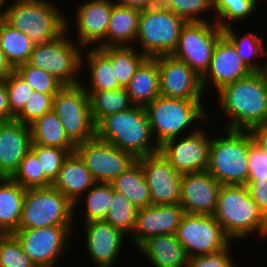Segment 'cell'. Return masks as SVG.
Here are the masks:
<instances>
[{
    "label": "cell",
    "mask_w": 267,
    "mask_h": 267,
    "mask_svg": "<svg viewBox=\"0 0 267 267\" xmlns=\"http://www.w3.org/2000/svg\"><path fill=\"white\" fill-rule=\"evenodd\" d=\"M36 267H56V265H50V266H36Z\"/></svg>",
    "instance_id": "cell-55"
},
{
    "label": "cell",
    "mask_w": 267,
    "mask_h": 267,
    "mask_svg": "<svg viewBox=\"0 0 267 267\" xmlns=\"http://www.w3.org/2000/svg\"><path fill=\"white\" fill-rule=\"evenodd\" d=\"M114 189L110 183H95L87 192L83 194L75 203L74 209L80 202L86 204L84 206L83 217L86 222L104 220L110 209L113 200ZM85 198V200L83 199ZM81 199V200H80ZM83 200V201H82ZM86 207V208H85Z\"/></svg>",
    "instance_id": "cell-36"
},
{
    "label": "cell",
    "mask_w": 267,
    "mask_h": 267,
    "mask_svg": "<svg viewBox=\"0 0 267 267\" xmlns=\"http://www.w3.org/2000/svg\"><path fill=\"white\" fill-rule=\"evenodd\" d=\"M252 73L237 53L235 46L223 35L217 42L209 69L201 78L202 88L205 91L211 81L216 92L222 87L233 83Z\"/></svg>",
    "instance_id": "cell-19"
},
{
    "label": "cell",
    "mask_w": 267,
    "mask_h": 267,
    "mask_svg": "<svg viewBox=\"0 0 267 267\" xmlns=\"http://www.w3.org/2000/svg\"><path fill=\"white\" fill-rule=\"evenodd\" d=\"M37 157L41 166V173L53 183L67 157L75 150L31 144L30 149Z\"/></svg>",
    "instance_id": "cell-40"
},
{
    "label": "cell",
    "mask_w": 267,
    "mask_h": 267,
    "mask_svg": "<svg viewBox=\"0 0 267 267\" xmlns=\"http://www.w3.org/2000/svg\"><path fill=\"white\" fill-rule=\"evenodd\" d=\"M85 52L82 53L81 70H84V65L88 63L86 67L89 68L88 76H90L91 81L89 86L83 84L84 80L81 81L85 91H105L122 88L115 77L111 61L98 48L91 47Z\"/></svg>",
    "instance_id": "cell-29"
},
{
    "label": "cell",
    "mask_w": 267,
    "mask_h": 267,
    "mask_svg": "<svg viewBox=\"0 0 267 267\" xmlns=\"http://www.w3.org/2000/svg\"><path fill=\"white\" fill-rule=\"evenodd\" d=\"M0 267H36L13 233L0 234Z\"/></svg>",
    "instance_id": "cell-42"
},
{
    "label": "cell",
    "mask_w": 267,
    "mask_h": 267,
    "mask_svg": "<svg viewBox=\"0 0 267 267\" xmlns=\"http://www.w3.org/2000/svg\"><path fill=\"white\" fill-rule=\"evenodd\" d=\"M172 5L173 13L186 22L214 21L213 18H204V15L201 17L202 13L213 10L212 0H172Z\"/></svg>",
    "instance_id": "cell-45"
},
{
    "label": "cell",
    "mask_w": 267,
    "mask_h": 267,
    "mask_svg": "<svg viewBox=\"0 0 267 267\" xmlns=\"http://www.w3.org/2000/svg\"><path fill=\"white\" fill-rule=\"evenodd\" d=\"M73 226L18 229L13 234L36 266L56 265L68 247ZM69 238V239H68Z\"/></svg>",
    "instance_id": "cell-15"
},
{
    "label": "cell",
    "mask_w": 267,
    "mask_h": 267,
    "mask_svg": "<svg viewBox=\"0 0 267 267\" xmlns=\"http://www.w3.org/2000/svg\"><path fill=\"white\" fill-rule=\"evenodd\" d=\"M138 208L122 193L114 190L113 200L103 221L110 223L125 235H132L137 218Z\"/></svg>",
    "instance_id": "cell-38"
},
{
    "label": "cell",
    "mask_w": 267,
    "mask_h": 267,
    "mask_svg": "<svg viewBox=\"0 0 267 267\" xmlns=\"http://www.w3.org/2000/svg\"><path fill=\"white\" fill-rule=\"evenodd\" d=\"M143 169L154 205L180 204L181 176L159 151L136 159Z\"/></svg>",
    "instance_id": "cell-16"
},
{
    "label": "cell",
    "mask_w": 267,
    "mask_h": 267,
    "mask_svg": "<svg viewBox=\"0 0 267 267\" xmlns=\"http://www.w3.org/2000/svg\"><path fill=\"white\" fill-rule=\"evenodd\" d=\"M31 144L30 126L16 120L0 122V177H12Z\"/></svg>",
    "instance_id": "cell-23"
},
{
    "label": "cell",
    "mask_w": 267,
    "mask_h": 267,
    "mask_svg": "<svg viewBox=\"0 0 267 267\" xmlns=\"http://www.w3.org/2000/svg\"><path fill=\"white\" fill-rule=\"evenodd\" d=\"M257 4L258 0H212L214 14L211 15L215 17L214 21L224 29L232 26L233 21H243L251 16L258 8Z\"/></svg>",
    "instance_id": "cell-37"
},
{
    "label": "cell",
    "mask_w": 267,
    "mask_h": 267,
    "mask_svg": "<svg viewBox=\"0 0 267 267\" xmlns=\"http://www.w3.org/2000/svg\"><path fill=\"white\" fill-rule=\"evenodd\" d=\"M162 11L173 13L172 0H148L142 12L153 14Z\"/></svg>",
    "instance_id": "cell-50"
},
{
    "label": "cell",
    "mask_w": 267,
    "mask_h": 267,
    "mask_svg": "<svg viewBox=\"0 0 267 267\" xmlns=\"http://www.w3.org/2000/svg\"><path fill=\"white\" fill-rule=\"evenodd\" d=\"M11 178L25 189L53 185L45 174L41 173L40 162L31 150L22 159L18 169Z\"/></svg>",
    "instance_id": "cell-39"
},
{
    "label": "cell",
    "mask_w": 267,
    "mask_h": 267,
    "mask_svg": "<svg viewBox=\"0 0 267 267\" xmlns=\"http://www.w3.org/2000/svg\"><path fill=\"white\" fill-rule=\"evenodd\" d=\"M138 249L154 267H186L189 259L175 234L150 237Z\"/></svg>",
    "instance_id": "cell-25"
},
{
    "label": "cell",
    "mask_w": 267,
    "mask_h": 267,
    "mask_svg": "<svg viewBox=\"0 0 267 267\" xmlns=\"http://www.w3.org/2000/svg\"><path fill=\"white\" fill-rule=\"evenodd\" d=\"M246 187L253 201L267 217V179L248 180Z\"/></svg>",
    "instance_id": "cell-48"
},
{
    "label": "cell",
    "mask_w": 267,
    "mask_h": 267,
    "mask_svg": "<svg viewBox=\"0 0 267 267\" xmlns=\"http://www.w3.org/2000/svg\"><path fill=\"white\" fill-rule=\"evenodd\" d=\"M137 47H103L98 48L110 61L114 69L115 77L122 88H126L136 70L147 59Z\"/></svg>",
    "instance_id": "cell-32"
},
{
    "label": "cell",
    "mask_w": 267,
    "mask_h": 267,
    "mask_svg": "<svg viewBox=\"0 0 267 267\" xmlns=\"http://www.w3.org/2000/svg\"><path fill=\"white\" fill-rule=\"evenodd\" d=\"M184 209L180 204L150 205L138 209L132 243L139 247L150 237L175 234L181 222Z\"/></svg>",
    "instance_id": "cell-22"
},
{
    "label": "cell",
    "mask_w": 267,
    "mask_h": 267,
    "mask_svg": "<svg viewBox=\"0 0 267 267\" xmlns=\"http://www.w3.org/2000/svg\"><path fill=\"white\" fill-rule=\"evenodd\" d=\"M95 183L96 181L90 170L80 157L73 152L64 161L52 186L74 204Z\"/></svg>",
    "instance_id": "cell-24"
},
{
    "label": "cell",
    "mask_w": 267,
    "mask_h": 267,
    "mask_svg": "<svg viewBox=\"0 0 267 267\" xmlns=\"http://www.w3.org/2000/svg\"><path fill=\"white\" fill-rule=\"evenodd\" d=\"M158 63L160 95L183 100H202L201 77L172 55L154 57Z\"/></svg>",
    "instance_id": "cell-17"
},
{
    "label": "cell",
    "mask_w": 267,
    "mask_h": 267,
    "mask_svg": "<svg viewBox=\"0 0 267 267\" xmlns=\"http://www.w3.org/2000/svg\"><path fill=\"white\" fill-rule=\"evenodd\" d=\"M85 228V249L96 267H112L123 250L127 237L103 220L88 221Z\"/></svg>",
    "instance_id": "cell-21"
},
{
    "label": "cell",
    "mask_w": 267,
    "mask_h": 267,
    "mask_svg": "<svg viewBox=\"0 0 267 267\" xmlns=\"http://www.w3.org/2000/svg\"><path fill=\"white\" fill-rule=\"evenodd\" d=\"M145 110L153 139L159 147L169 139L183 137L184 132L189 131L188 128L198 120L204 123L209 118L202 100H183L160 95Z\"/></svg>",
    "instance_id": "cell-5"
},
{
    "label": "cell",
    "mask_w": 267,
    "mask_h": 267,
    "mask_svg": "<svg viewBox=\"0 0 267 267\" xmlns=\"http://www.w3.org/2000/svg\"><path fill=\"white\" fill-rule=\"evenodd\" d=\"M110 184L115 191L125 195L138 209L152 205L149 187L141 164L137 160Z\"/></svg>",
    "instance_id": "cell-30"
},
{
    "label": "cell",
    "mask_w": 267,
    "mask_h": 267,
    "mask_svg": "<svg viewBox=\"0 0 267 267\" xmlns=\"http://www.w3.org/2000/svg\"><path fill=\"white\" fill-rule=\"evenodd\" d=\"M223 31L224 36L235 46L237 53L252 72L267 71V60L263 65L254 61V58H259L261 55L263 58L267 57L262 36L260 38L253 32H247L245 35L239 36L232 26L224 28Z\"/></svg>",
    "instance_id": "cell-35"
},
{
    "label": "cell",
    "mask_w": 267,
    "mask_h": 267,
    "mask_svg": "<svg viewBox=\"0 0 267 267\" xmlns=\"http://www.w3.org/2000/svg\"><path fill=\"white\" fill-rule=\"evenodd\" d=\"M86 92L89 97L91 117L95 125L110 114L125 111L134 106L126 88Z\"/></svg>",
    "instance_id": "cell-34"
},
{
    "label": "cell",
    "mask_w": 267,
    "mask_h": 267,
    "mask_svg": "<svg viewBox=\"0 0 267 267\" xmlns=\"http://www.w3.org/2000/svg\"><path fill=\"white\" fill-rule=\"evenodd\" d=\"M175 235L189 258L224 250L233 243L212 215L185 213Z\"/></svg>",
    "instance_id": "cell-12"
},
{
    "label": "cell",
    "mask_w": 267,
    "mask_h": 267,
    "mask_svg": "<svg viewBox=\"0 0 267 267\" xmlns=\"http://www.w3.org/2000/svg\"><path fill=\"white\" fill-rule=\"evenodd\" d=\"M14 70L0 47V81L5 80Z\"/></svg>",
    "instance_id": "cell-52"
},
{
    "label": "cell",
    "mask_w": 267,
    "mask_h": 267,
    "mask_svg": "<svg viewBox=\"0 0 267 267\" xmlns=\"http://www.w3.org/2000/svg\"><path fill=\"white\" fill-rule=\"evenodd\" d=\"M134 106L146 107L160 96L159 69L154 58H147L126 87Z\"/></svg>",
    "instance_id": "cell-28"
},
{
    "label": "cell",
    "mask_w": 267,
    "mask_h": 267,
    "mask_svg": "<svg viewBox=\"0 0 267 267\" xmlns=\"http://www.w3.org/2000/svg\"><path fill=\"white\" fill-rule=\"evenodd\" d=\"M96 138L113 144L135 159L159 152L152 141V133L145 107L133 106L110 114L96 124Z\"/></svg>",
    "instance_id": "cell-2"
},
{
    "label": "cell",
    "mask_w": 267,
    "mask_h": 267,
    "mask_svg": "<svg viewBox=\"0 0 267 267\" xmlns=\"http://www.w3.org/2000/svg\"><path fill=\"white\" fill-rule=\"evenodd\" d=\"M221 186L207 170L182 174L180 205L185 213L213 216Z\"/></svg>",
    "instance_id": "cell-18"
},
{
    "label": "cell",
    "mask_w": 267,
    "mask_h": 267,
    "mask_svg": "<svg viewBox=\"0 0 267 267\" xmlns=\"http://www.w3.org/2000/svg\"><path fill=\"white\" fill-rule=\"evenodd\" d=\"M213 216L233 242L254 232L258 233L260 238L267 236V217L244 185H222Z\"/></svg>",
    "instance_id": "cell-3"
},
{
    "label": "cell",
    "mask_w": 267,
    "mask_h": 267,
    "mask_svg": "<svg viewBox=\"0 0 267 267\" xmlns=\"http://www.w3.org/2000/svg\"><path fill=\"white\" fill-rule=\"evenodd\" d=\"M74 204L53 186L26 189L18 229L73 226Z\"/></svg>",
    "instance_id": "cell-7"
},
{
    "label": "cell",
    "mask_w": 267,
    "mask_h": 267,
    "mask_svg": "<svg viewBox=\"0 0 267 267\" xmlns=\"http://www.w3.org/2000/svg\"><path fill=\"white\" fill-rule=\"evenodd\" d=\"M249 131L253 140L266 151L267 155V124L257 125L252 127Z\"/></svg>",
    "instance_id": "cell-51"
},
{
    "label": "cell",
    "mask_w": 267,
    "mask_h": 267,
    "mask_svg": "<svg viewBox=\"0 0 267 267\" xmlns=\"http://www.w3.org/2000/svg\"><path fill=\"white\" fill-rule=\"evenodd\" d=\"M14 115L10 111L8 92L4 81H0V122L14 120Z\"/></svg>",
    "instance_id": "cell-49"
},
{
    "label": "cell",
    "mask_w": 267,
    "mask_h": 267,
    "mask_svg": "<svg viewBox=\"0 0 267 267\" xmlns=\"http://www.w3.org/2000/svg\"><path fill=\"white\" fill-rule=\"evenodd\" d=\"M74 152L90 170L96 183H111L136 161L130 153L96 137L77 144Z\"/></svg>",
    "instance_id": "cell-14"
},
{
    "label": "cell",
    "mask_w": 267,
    "mask_h": 267,
    "mask_svg": "<svg viewBox=\"0 0 267 267\" xmlns=\"http://www.w3.org/2000/svg\"><path fill=\"white\" fill-rule=\"evenodd\" d=\"M53 111L75 145L96 137V125L91 117L88 93L81 83L64 85L54 96Z\"/></svg>",
    "instance_id": "cell-9"
},
{
    "label": "cell",
    "mask_w": 267,
    "mask_h": 267,
    "mask_svg": "<svg viewBox=\"0 0 267 267\" xmlns=\"http://www.w3.org/2000/svg\"><path fill=\"white\" fill-rule=\"evenodd\" d=\"M66 20V31L57 39L45 45L34 46L28 64L43 69L54 76L63 85L81 83L82 48L67 33L70 29ZM74 41V42H73Z\"/></svg>",
    "instance_id": "cell-8"
},
{
    "label": "cell",
    "mask_w": 267,
    "mask_h": 267,
    "mask_svg": "<svg viewBox=\"0 0 267 267\" xmlns=\"http://www.w3.org/2000/svg\"><path fill=\"white\" fill-rule=\"evenodd\" d=\"M0 47L15 69L19 65L28 63L34 45L28 36L2 19L0 20Z\"/></svg>",
    "instance_id": "cell-33"
},
{
    "label": "cell",
    "mask_w": 267,
    "mask_h": 267,
    "mask_svg": "<svg viewBox=\"0 0 267 267\" xmlns=\"http://www.w3.org/2000/svg\"><path fill=\"white\" fill-rule=\"evenodd\" d=\"M54 96L34 91L23 109L14 117V120L30 126L45 113L53 110Z\"/></svg>",
    "instance_id": "cell-43"
},
{
    "label": "cell",
    "mask_w": 267,
    "mask_h": 267,
    "mask_svg": "<svg viewBox=\"0 0 267 267\" xmlns=\"http://www.w3.org/2000/svg\"><path fill=\"white\" fill-rule=\"evenodd\" d=\"M148 0H117L122 6L143 11Z\"/></svg>",
    "instance_id": "cell-53"
},
{
    "label": "cell",
    "mask_w": 267,
    "mask_h": 267,
    "mask_svg": "<svg viewBox=\"0 0 267 267\" xmlns=\"http://www.w3.org/2000/svg\"><path fill=\"white\" fill-rule=\"evenodd\" d=\"M6 7L4 20L28 36L34 46L48 44L66 31L67 17L48 0H13Z\"/></svg>",
    "instance_id": "cell-4"
},
{
    "label": "cell",
    "mask_w": 267,
    "mask_h": 267,
    "mask_svg": "<svg viewBox=\"0 0 267 267\" xmlns=\"http://www.w3.org/2000/svg\"><path fill=\"white\" fill-rule=\"evenodd\" d=\"M141 11L115 2L108 24L107 36L97 47L134 46ZM133 42V44L131 43Z\"/></svg>",
    "instance_id": "cell-26"
},
{
    "label": "cell",
    "mask_w": 267,
    "mask_h": 267,
    "mask_svg": "<svg viewBox=\"0 0 267 267\" xmlns=\"http://www.w3.org/2000/svg\"><path fill=\"white\" fill-rule=\"evenodd\" d=\"M32 143L43 146L75 150L56 113L51 110L30 125Z\"/></svg>",
    "instance_id": "cell-31"
},
{
    "label": "cell",
    "mask_w": 267,
    "mask_h": 267,
    "mask_svg": "<svg viewBox=\"0 0 267 267\" xmlns=\"http://www.w3.org/2000/svg\"><path fill=\"white\" fill-rule=\"evenodd\" d=\"M11 113L16 116L34 92L33 88L14 70L5 80Z\"/></svg>",
    "instance_id": "cell-44"
},
{
    "label": "cell",
    "mask_w": 267,
    "mask_h": 267,
    "mask_svg": "<svg viewBox=\"0 0 267 267\" xmlns=\"http://www.w3.org/2000/svg\"><path fill=\"white\" fill-rule=\"evenodd\" d=\"M249 177L248 180L267 179V155L249 131Z\"/></svg>",
    "instance_id": "cell-46"
},
{
    "label": "cell",
    "mask_w": 267,
    "mask_h": 267,
    "mask_svg": "<svg viewBox=\"0 0 267 267\" xmlns=\"http://www.w3.org/2000/svg\"><path fill=\"white\" fill-rule=\"evenodd\" d=\"M6 2L8 3L7 0H0V10H1L0 11V20L4 19L5 12H6V7L4 5L7 4Z\"/></svg>",
    "instance_id": "cell-54"
},
{
    "label": "cell",
    "mask_w": 267,
    "mask_h": 267,
    "mask_svg": "<svg viewBox=\"0 0 267 267\" xmlns=\"http://www.w3.org/2000/svg\"><path fill=\"white\" fill-rule=\"evenodd\" d=\"M230 246L215 253L189 258L186 267H237Z\"/></svg>",
    "instance_id": "cell-47"
},
{
    "label": "cell",
    "mask_w": 267,
    "mask_h": 267,
    "mask_svg": "<svg viewBox=\"0 0 267 267\" xmlns=\"http://www.w3.org/2000/svg\"><path fill=\"white\" fill-rule=\"evenodd\" d=\"M217 95L221 111L231 120L225 129L250 130L267 124V71L252 72L222 87Z\"/></svg>",
    "instance_id": "cell-1"
},
{
    "label": "cell",
    "mask_w": 267,
    "mask_h": 267,
    "mask_svg": "<svg viewBox=\"0 0 267 267\" xmlns=\"http://www.w3.org/2000/svg\"><path fill=\"white\" fill-rule=\"evenodd\" d=\"M25 192L26 189L12 178L0 177V234L18 230Z\"/></svg>",
    "instance_id": "cell-27"
},
{
    "label": "cell",
    "mask_w": 267,
    "mask_h": 267,
    "mask_svg": "<svg viewBox=\"0 0 267 267\" xmlns=\"http://www.w3.org/2000/svg\"><path fill=\"white\" fill-rule=\"evenodd\" d=\"M223 130L226 134L211 140L207 171L221 185L246 186L249 177V130Z\"/></svg>",
    "instance_id": "cell-6"
},
{
    "label": "cell",
    "mask_w": 267,
    "mask_h": 267,
    "mask_svg": "<svg viewBox=\"0 0 267 267\" xmlns=\"http://www.w3.org/2000/svg\"><path fill=\"white\" fill-rule=\"evenodd\" d=\"M115 2V0H88L79 4L75 12L78 38L76 42L83 49L91 46L97 48L105 40Z\"/></svg>",
    "instance_id": "cell-20"
},
{
    "label": "cell",
    "mask_w": 267,
    "mask_h": 267,
    "mask_svg": "<svg viewBox=\"0 0 267 267\" xmlns=\"http://www.w3.org/2000/svg\"><path fill=\"white\" fill-rule=\"evenodd\" d=\"M186 21L171 12L144 13L141 11L135 43L147 58L172 55L177 47Z\"/></svg>",
    "instance_id": "cell-11"
},
{
    "label": "cell",
    "mask_w": 267,
    "mask_h": 267,
    "mask_svg": "<svg viewBox=\"0 0 267 267\" xmlns=\"http://www.w3.org/2000/svg\"><path fill=\"white\" fill-rule=\"evenodd\" d=\"M15 71L37 92L56 95L64 86L47 71L33 67L28 63L17 66Z\"/></svg>",
    "instance_id": "cell-41"
},
{
    "label": "cell",
    "mask_w": 267,
    "mask_h": 267,
    "mask_svg": "<svg viewBox=\"0 0 267 267\" xmlns=\"http://www.w3.org/2000/svg\"><path fill=\"white\" fill-rule=\"evenodd\" d=\"M224 35L215 21L186 22L172 56L185 62L201 78L209 69L214 48Z\"/></svg>",
    "instance_id": "cell-10"
},
{
    "label": "cell",
    "mask_w": 267,
    "mask_h": 267,
    "mask_svg": "<svg viewBox=\"0 0 267 267\" xmlns=\"http://www.w3.org/2000/svg\"><path fill=\"white\" fill-rule=\"evenodd\" d=\"M185 134L179 140L178 137L167 140L159 147V151L181 174L207 170L212 136L207 135L201 126H195L192 132Z\"/></svg>",
    "instance_id": "cell-13"
}]
</instances>
